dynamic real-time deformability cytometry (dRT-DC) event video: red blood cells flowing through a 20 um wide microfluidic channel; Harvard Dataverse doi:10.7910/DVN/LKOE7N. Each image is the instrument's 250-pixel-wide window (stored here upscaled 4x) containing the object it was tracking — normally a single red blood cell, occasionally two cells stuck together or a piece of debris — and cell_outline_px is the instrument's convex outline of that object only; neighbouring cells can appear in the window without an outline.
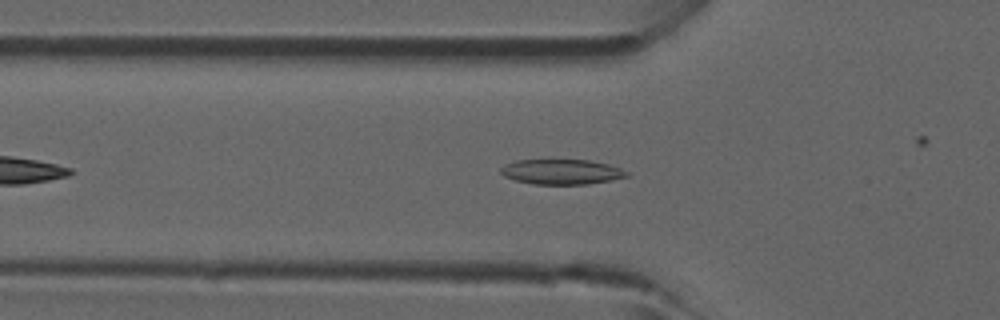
{"species": "common noctule bat (a hibernating species)", "species_latin": "Nyctalus noctula", "temperature_condition": "room temperature", "stored_images_in_passage": 18, "camera_frame_rate_fps": 3000, "um_per_image_px": 0.085, "animal": {"sex": "male", "forearm_length_mm": 52.5}, "frame": {"image": 1, "passage_image": 8, "time_ms": 2.333, "image_size_px": [1000, 320], "cell_outline_px": [[628, 176], [588, 184], [532, 184], [516, 180], [504, 176], [500, 172], [500, 168], [504, 164], [516, 160], [588, 160], [608, 164], [620, 168], [628, 172]], "centroid_in_image_um": [47.69, 14.6], "position_along_channel_um": 78.1, "area_um2": 18.26}}
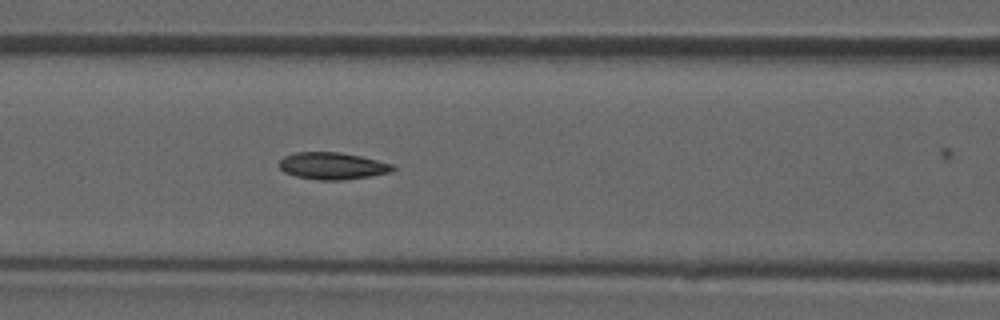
{"frame": {"image": 2, "passage_image": 12, "time_ms": 3.667, "image_size_px": [1000, 320], "cell_outline_px": [[396, 168], [392, 172], [368, 176], [340, 180], [316, 180], [296, 176], [284, 172], [280, 168], [280, 160], [284, 156], [296, 152], [340, 152], [360, 156], [392, 164]], "centroid_in_image_um": [28.24, 14.1], "position_along_channel_um": 138.4, "area_um2": 17.74}}
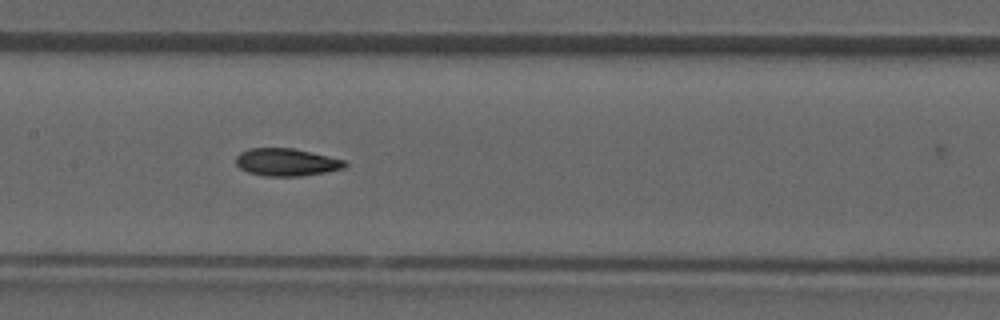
{"frame": {"image": 3, "passage_image": 15, "time_ms": 4.667, "image_size_px": [1000, 320], "cell_outline_px": [[348, 164], [344, 168], [324, 172], [300, 176], [264, 176], [248, 172], [240, 168], [236, 164], [236, 156], [240, 152], [248, 148], [292, 148], [348, 160]], "centroid_in_image_um": [24.36, 13.78], "position_along_channel_um": 183.0, "area_um2": 17.57}}